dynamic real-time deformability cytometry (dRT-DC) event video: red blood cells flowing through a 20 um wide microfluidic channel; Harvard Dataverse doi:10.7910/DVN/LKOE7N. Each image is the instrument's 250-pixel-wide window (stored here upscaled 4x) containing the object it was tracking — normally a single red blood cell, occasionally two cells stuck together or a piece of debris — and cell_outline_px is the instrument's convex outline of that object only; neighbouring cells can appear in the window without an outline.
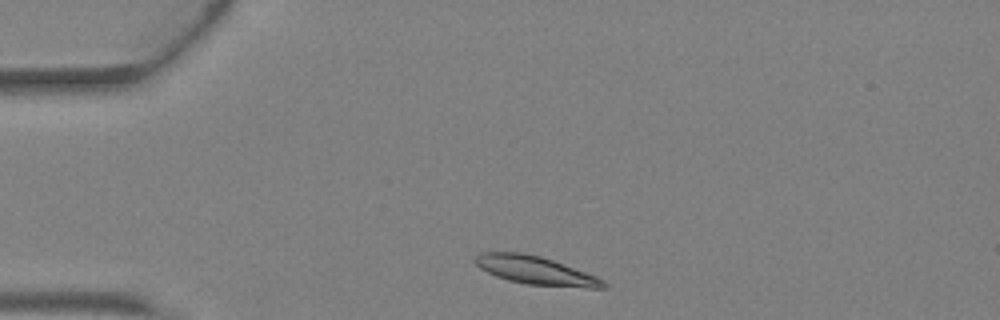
{"species": "Egyptian fruit bat (a non-hibernating species)", "species_latin": "Rousettus aegyptiacus", "temperature_condition": "warm", "stored_images_in_passage": 3, "camera_frame_rate_fps": 3000, "um_per_image_px": 0.085, "animal": {"sex": "female"}, "frame": {"image": 1, "passage_image": 1, "time_ms": 0.0, "image_size_px": [1000, 320], "cell_outline_px": [[608, 288], [588, 288], [528, 284], [508, 280], [496, 276], [480, 268], [472, 260], [480, 252], [520, 252], [540, 256], [552, 260], [596, 276], [604, 280], [608, 284]], "centroid_in_image_um": [45.53, 22.99], "position_along_channel_um": 39.5, "area_um2": 21.04}}
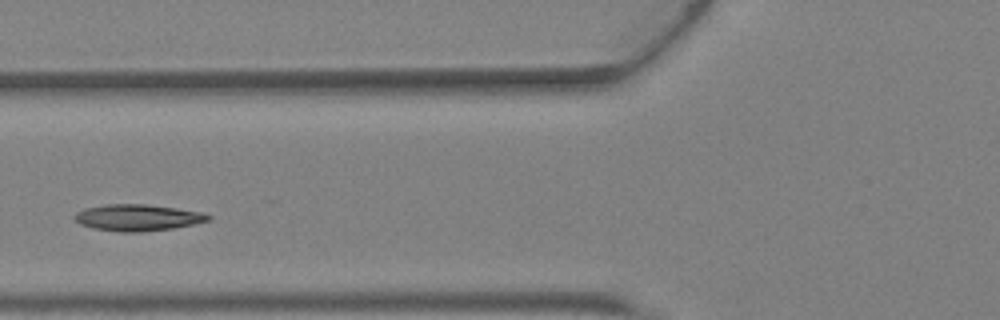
{"frame": {"image": 2, "passage_image": 3, "time_ms": 0.667, "image_size_px": [1000, 320], "cell_outline_px": [[212, 220], [176, 228], [140, 232], [120, 232], [92, 228], [80, 224], [72, 216], [76, 212], [84, 208], [104, 204], [148, 204], [204, 212], [212, 216]], "centroid_in_image_um": [11.72, 18.49], "position_along_channel_um": 114.1, "area_um2": 20.98}}